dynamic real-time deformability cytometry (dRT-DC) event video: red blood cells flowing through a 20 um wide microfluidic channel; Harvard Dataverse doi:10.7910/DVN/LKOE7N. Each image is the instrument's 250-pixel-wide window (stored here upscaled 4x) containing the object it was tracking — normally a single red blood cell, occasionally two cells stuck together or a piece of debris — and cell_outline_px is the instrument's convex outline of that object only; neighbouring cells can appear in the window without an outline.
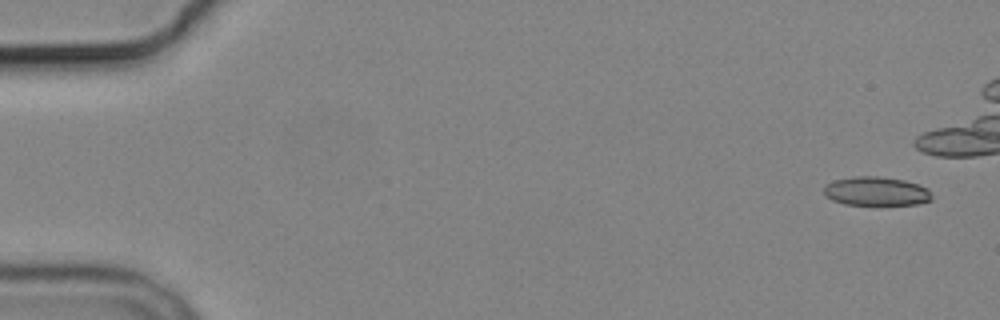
{"species": "common noctule bat (a hibernating species)", "species_latin": "Nyctalus noctula", "temperature_condition": "cold", "stored_images_in_passage": 7, "camera_frame_rate_fps": 3000, "um_per_image_px": 0.085, "animal": {"sex": "male", "body_mass_g": 19.2, "forearm_length_mm": 51.8}, "frame": {"image": 1, "passage_image": 1, "time_ms": 0.0, "image_size_px": [1000, 320], "cell_outline_px": [[932, 200], [916, 204], [844, 204], [832, 200], [824, 192], [824, 188], [832, 180], [852, 176], [880, 176], [904, 180], [928, 188], [932, 196]], "centroid_in_image_um": [74.48, 16.24], "position_along_channel_um": 10.5, "area_um2": 18.03}}